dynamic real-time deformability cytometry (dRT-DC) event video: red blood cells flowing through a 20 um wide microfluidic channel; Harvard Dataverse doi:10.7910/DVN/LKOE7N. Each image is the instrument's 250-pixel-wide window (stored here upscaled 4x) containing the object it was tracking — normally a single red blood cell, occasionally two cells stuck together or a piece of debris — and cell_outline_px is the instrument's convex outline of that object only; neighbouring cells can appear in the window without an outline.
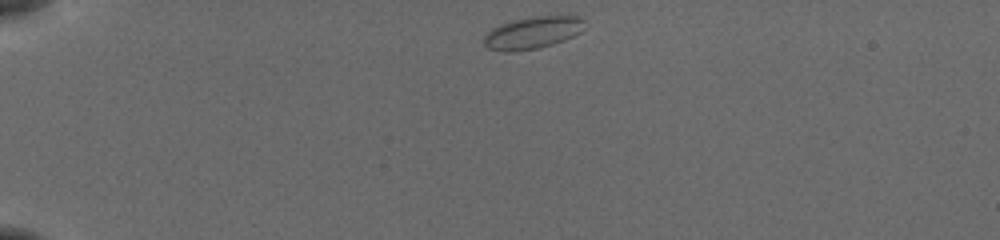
{"species": "common noctule bat (a hibernating species)", "species_latin": "Nyctalus noctula", "temperature_condition": "cold", "stored_images_in_passage": 42, "camera_frame_rate_fps": 3000, "um_per_image_px": 0.085, "animal": {"sex": "female", "body_mass_g": 19.5, "forearm_length_mm": 54.1}, "frame": {"image": 1, "passage_image": 1, "time_ms": 0.0, "image_size_px": [1000, 240], "cell_outline_px": [[584, 20], [580, 32], [564, 40], [540, 48], [512, 52], [504, 52], [488, 48], [484, 44], [484, 36], [492, 28], [500, 24], [516, 20], [536, 16], [580, 16]], "centroid_in_image_um": [45.24, 2.79], "position_along_channel_um": 39.8, "area_um2": 18.67}}
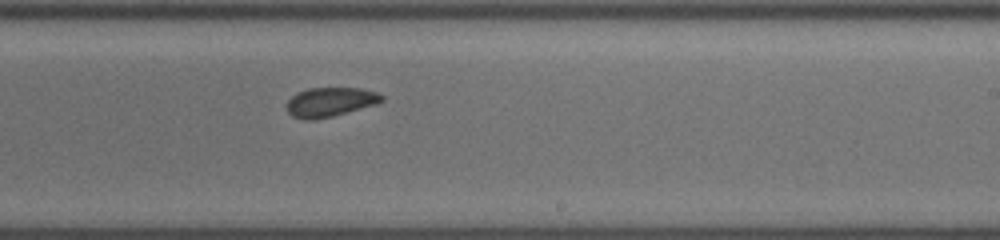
{"frame": {"image": 2, "passage_image": 23, "time_ms": 7.333, "image_size_px": [1000, 240], "cell_outline_px": [[384, 100], [376, 104], [332, 116], [308, 120], [304, 120], [292, 116], [288, 112], [288, 100], [292, 96], [308, 88], [360, 88], [376, 92], [384, 96]], "centroid_in_image_um": [28.08, 8.66], "position_along_channel_um": 260.9, "area_um2": 15.95}}
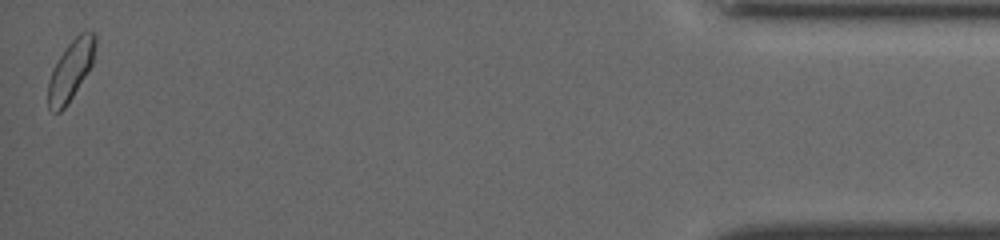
{"frame": {"image": 3, "passage_image": 42, "time_ms": 13.667, "image_size_px": [1000, 240], "cell_outline_px": [[96, 44], [92, 64], [72, 96], [64, 108], [60, 112], [56, 112], [48, 108], [48, 80], [52, 68], [68, 44], [80, 32], [96, 32]], "centroid_in_image_um": [6.0, 5.95], "position_along_channel_um": 429.2, "area_um2": 16.18}, "authors_computed_cell_mechanics": {"area_um2": 16.3574, "velocity_mm_per_s": 3.826, "shape_relaxation_time_tau1_ms": null, "shape_relaxation_time_tau2_ms": 1.2716, "deformation_change_tau1": null, "deformation_change_tau2": 0.0558}}